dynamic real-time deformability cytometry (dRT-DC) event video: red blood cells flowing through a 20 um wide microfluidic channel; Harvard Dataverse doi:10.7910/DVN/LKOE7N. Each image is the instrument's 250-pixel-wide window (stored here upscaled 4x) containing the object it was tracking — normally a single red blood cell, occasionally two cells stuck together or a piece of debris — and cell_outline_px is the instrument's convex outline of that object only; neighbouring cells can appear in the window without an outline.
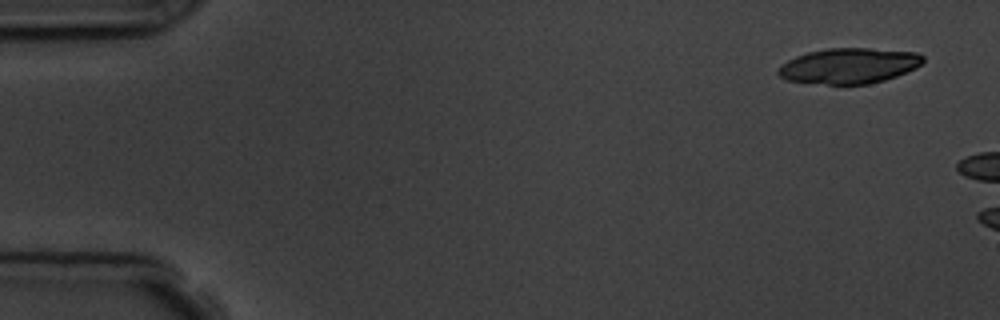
{"species": "common noctule bat (a hibernating species)", "species_latin": "Nyctalus noctula", "temperature_condition": "room temperature", "stored_images_in_passage": 2, "camera_frame_rate_fps": 3000, "um_per_image_px": 0.085, "animal": {"sex": "male", "body_mass_g": 19.5, "forearm_length_mm": 54.6}, "frame": {"image": 1, "passage_image": 1, "time_ms": 0.0, "image_size_px": [1000, 320], "cell_outline_px": [[924, 60], [916, 68], [896, 76], [884, 80], [868, 84], [828, 84], [788, 80], [780, 76], [776, 72], [776, 68], [788, 60], [796, 56], [808, 52], [828, 48], [868, 48], [916, 52], [924, 56]], "centroid_in_image_um": [72.16, 5.58], "position_along_channel_um": 12.8, "area_um2": 29.82}}